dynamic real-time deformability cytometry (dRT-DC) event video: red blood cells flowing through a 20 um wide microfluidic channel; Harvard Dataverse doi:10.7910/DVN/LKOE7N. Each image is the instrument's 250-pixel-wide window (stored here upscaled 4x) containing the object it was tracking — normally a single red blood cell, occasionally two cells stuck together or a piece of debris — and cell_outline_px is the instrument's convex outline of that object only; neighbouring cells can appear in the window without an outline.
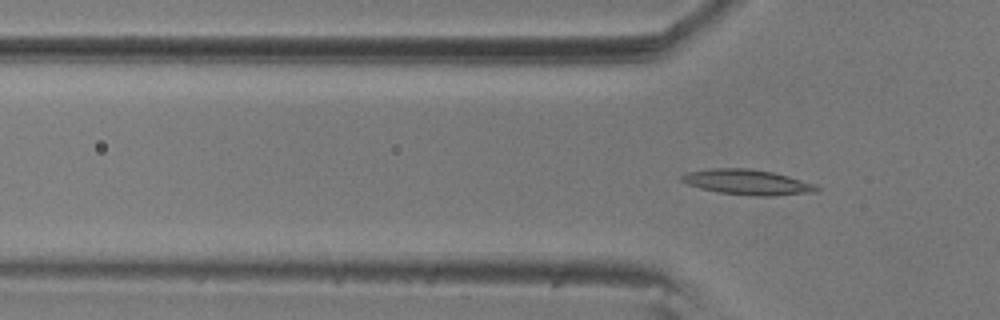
{"species": "common noctule bat (a hibernating species)", "species_latin": "Nyctalus noctula", "temperature_condition": "room temperature", "stored_images_in_passage": 5, "camera_frame_rate_fps": 3000, "um_per_image_px": 0.085, "animal": {"sex": "male", "body_mass_g": 20.5, "forearm_length_mm": 52.5}, "frame": {"image": 1, "passage_image": 5, "time_ms": 1.333, "image_size_px": [1000, 320], "cell_outline_px": [[820, 188], [816, 192], [776, 196], [748, 196], [720, 192], [700, 188], [688, 184], [680, 180], [680, 176], [684, 172], [708, 168], [748, 168], [772, 172], [788, 176], [812, 184]], "centroid_in_image_um": [63.47, 15.48], "position_along_channel_um": 62.3, "area_um2": 19.94}}